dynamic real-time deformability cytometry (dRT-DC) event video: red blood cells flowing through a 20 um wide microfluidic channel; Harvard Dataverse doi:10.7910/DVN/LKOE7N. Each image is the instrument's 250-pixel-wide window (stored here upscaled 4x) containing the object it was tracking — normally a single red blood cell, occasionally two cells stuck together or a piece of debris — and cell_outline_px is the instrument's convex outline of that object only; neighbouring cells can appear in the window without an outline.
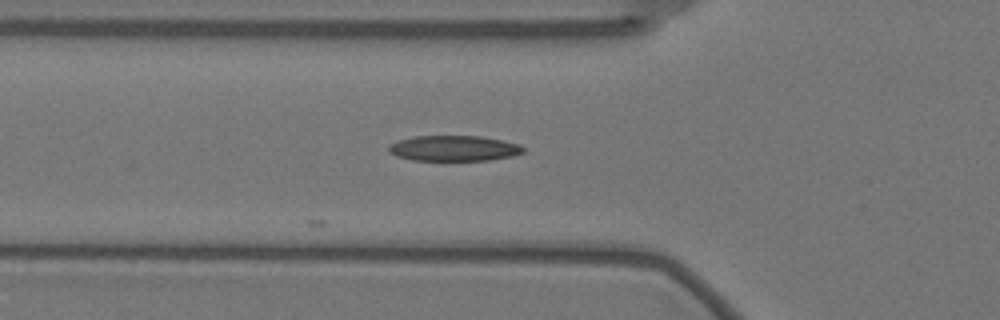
{"species": "Egyptian fruit bat (a non-hibernating species)", "species_latin": "Rousettus aegyptiacus", "temperature_condition": "warm", "stored_images_in_passage": 9, "camera_frame_rate_fps": 3000, "um_per_image_px": 0.085, "animal": {"sex": "female"}, "frame": {"image": 1, "passage_image": 2, "time_ms": 0.333, "image_size_px": [1000, 320], "cell_outline_px": [[524, 152], [512, 156], [488, 160], [412, 160], [396, 156], [388, 152], [388, 144], [400, 140], [416, 136], [480, 136], [520, 144], [524, 148]], "centroid_in_image_um": [38.56, 12.61], "position_along_channel_um": 87.2, "area_um2": 19.94}}
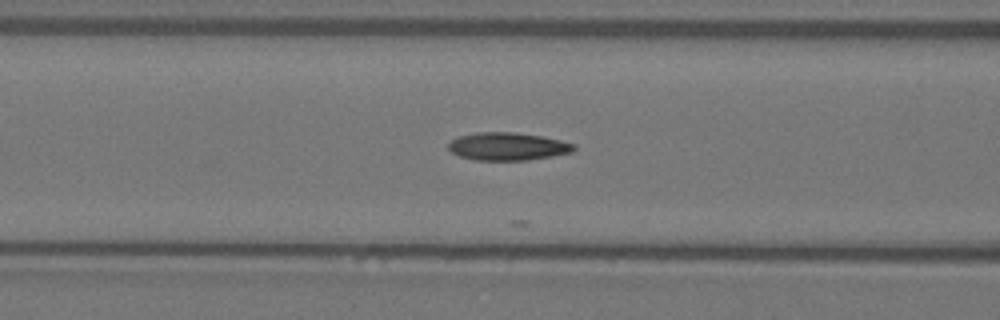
{"frame": {"image": 2, "passage_image": 5, "time_ms": 1.333, "image_size_px": [1000, 320], "cell_outline_px": [[576, 148], [572, 152], [552, 156], [528, 160], [476, 160], [460, 156], [452, 152], [448, 148], [448, 144], [452, 140], [460, 136], [476, 132], [512, 132], [540, 136], [560, 140], [576, 144]], "centroid_in_image_um": [43.17, 12.45], "position_along_channel_um": 123.4, "area_um2": 20.23}}
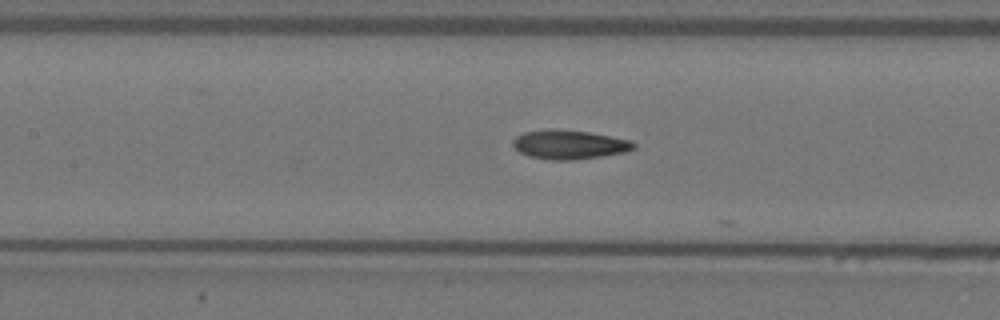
{"frame": {"image": 3, "passage_image": 8, "time_ms": 2.333, "image_size_px": [1000, 320], "cell_outline_px": [[636, 148], [624, 152], [600, 156], [572, 160], [552, 160], [528, 156], [520, 152], [512, 144], [512, 140], [516, 136], [524, 132], [552, 128], [556, 128], [588, 132], [632, 140], [636, 144]], "centroid_in_image_um": [48.38, 12.28], "position_along_channel_um": 159.0, "area_um2": 20.52}}